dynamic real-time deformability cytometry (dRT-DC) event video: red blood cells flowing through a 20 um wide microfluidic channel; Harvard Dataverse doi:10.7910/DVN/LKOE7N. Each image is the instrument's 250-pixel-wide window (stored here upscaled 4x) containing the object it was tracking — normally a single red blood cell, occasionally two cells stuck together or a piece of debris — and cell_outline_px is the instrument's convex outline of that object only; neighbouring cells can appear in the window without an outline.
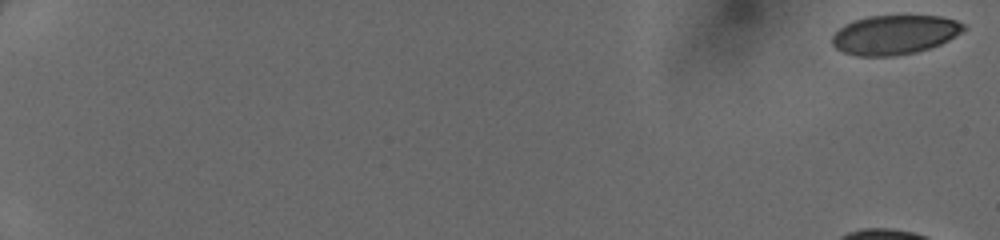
{"species": "human", "species_latin": "Homo sapiens", "temperature_condition": "cold", "stored_images_in_passage": 48, "camera_frame_rate_fps": 3000, "um_per_image_px": 0.085, "donor": {"sex": "female"}, "frame": {"image": 1, "passage_image": 1, "time_ms": 0.0, "image_size_px": [1000, 240], "cell_outline_px": [[968, 28], [948, 40], [940, 44], [916, 52], [892, 56], [856, 56], [844, 52], [836, 48], [832, 44], [832, 36], [844, 24], [852, 20], [868, 16], [940, 16], [956, 20], [964, 24]], "centroid_in_image_um": [76.03, 2.95], "position_along_channel_um": 9.0, "area_um2": 30.11}}
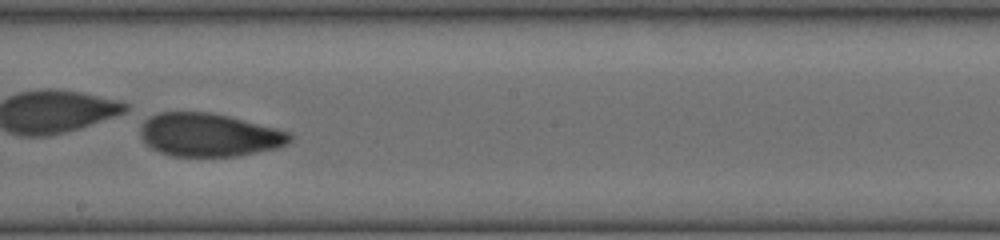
{"frame": {"image": 2, "passage_image": 33, "time_ms": 10.667, "image_size_px": [1000, 240], "cell_outline_px": [[292, 140], [288, 144], [276, 148], [236, 156], [172, 156], [160, 152], [152, 148], [140, 136], [140, 128], [144, 120], [148, 116], [160, 112], [212, 112], [292, 132]], "centroid_in_image_um": [17.77, 11.46], "position_along_channel_um": 230.4, "area_um2": 37.69}}
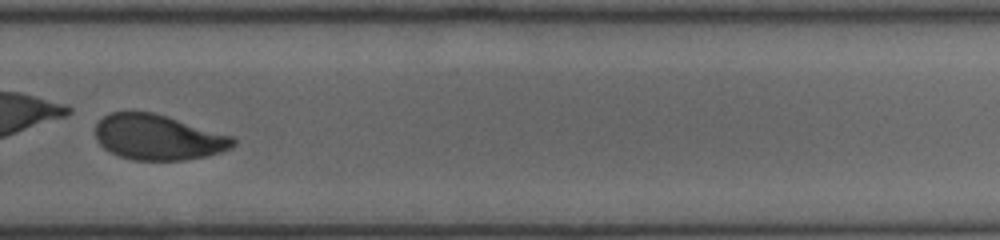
{"frame": {"image": 3, "passage_image": 39, "time_ms": 12.667, "image_size_px": [1000, 240], "cell_outline_px": [[236, 144], [232, 148], [208, 156], [184, 160], [132, 160], [120, 156], [104, 148], [100, 144], [96, 136], [96, 124], [104, 116], [112, 112], [152, 112], [232, 136], [236, 140]], "centroid_in_image_um": [13.45, 11.68], "position_along_channel_um": 316.3, "area_um2": 36.07}}